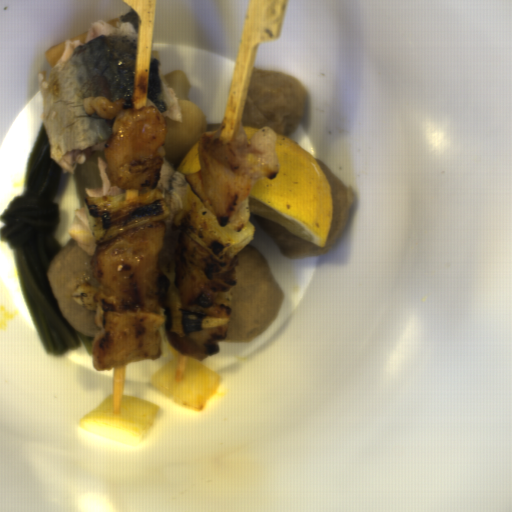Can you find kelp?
I'll return each instance as SVG.
<instances>
[{"label":"kelp","instance_id":"obj_1","mask_svg":"<svg viewBox=\"0 0 512 512\" xmlns=\"http://www.w3.org/2000/svg\"><path fill=\"white\" fill-rule=\"evenodd\" d=\"M62 173L52 159L43 122L29 154L24 192L0 215V239L13 249L24 299L47 353L62 356L83 346L92 357L95 337L83 335L69 324L57 306L48 276L52 260L61 250L53 235L59 214L52 199Z\"/></svg>","mask_w":512,"mask_h":512}]
</instances>
